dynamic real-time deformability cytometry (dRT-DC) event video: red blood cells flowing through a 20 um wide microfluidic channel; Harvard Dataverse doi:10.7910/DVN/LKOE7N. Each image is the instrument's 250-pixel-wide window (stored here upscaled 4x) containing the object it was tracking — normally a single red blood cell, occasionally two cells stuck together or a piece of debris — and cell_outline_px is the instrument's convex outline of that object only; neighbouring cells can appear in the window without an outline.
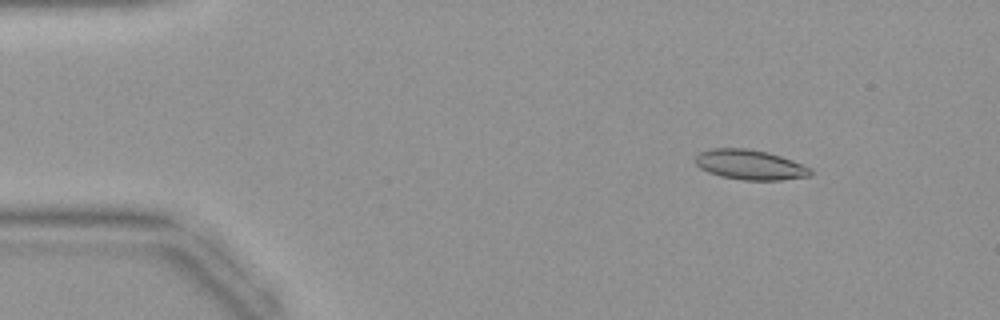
{"species": "common noctule bat (a hibernating species)", "species_latin": "Nyctalus noctula", "temperature_condition": "warm", "stored_images_in_passage": 44, "camera_frame_rate_fps": 3000, "um_per_image_px": 0.085, "animal": {"sex": "female", "body_mass_g": 19.9}, "frame": {"image": 1, "passage_image": 6, "time_ms": 1.667, "image_size_px": [1000, 320], "cell_outline_px": [[812, 172], [808, 176], [780, 180], [744, 180], [720, 176], [708, 172], [700, 168], [692, 160], [700, 152], [712, 148], [748, 148], [768, 152], [792, 160], [812, 168]], "centroid_in_image_um": [63.72, 13.99], "position_along_channel_um": 21.3, "area_um2": 20.17}}
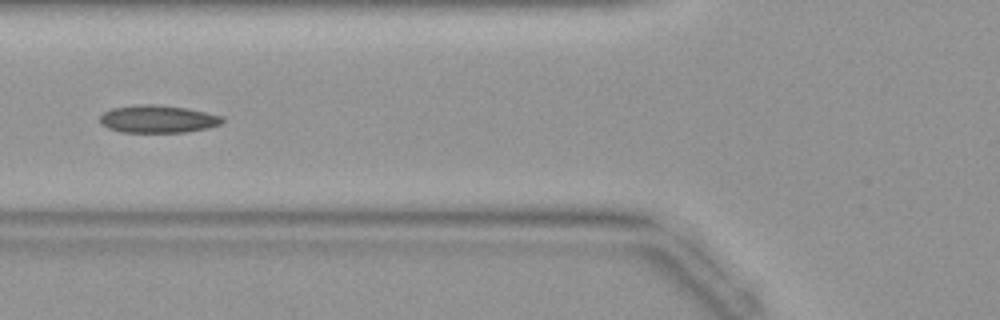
{"frame": {"image": 2, "passage_image": 17, "time_ms": 5.333, "image_size_px": [1000, 320], "cell_outline_px": [[224, 120], [220, 124], [208, 128], [184, 132], [120, 132], [108, 128], [100, 124], [100, 116], [104, 112], [112, 108], [136, 104], [152, 104], [188, 108], [224, 116]], "centroid_in_image_um": [13.41, 10.11], "position_along_channel_um": 112.4, "area_um2": 19.83}}
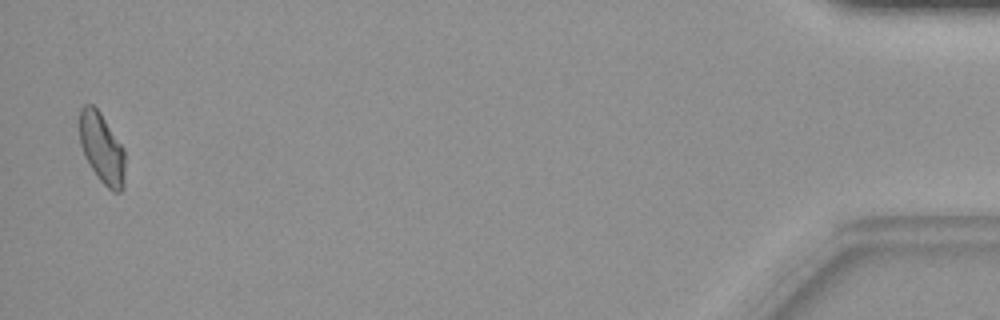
{"frame": {"image": 3, "passage_image": 43, "time_ms": 14.0, "image_size_px": [1000, 320], "cell_outline_px": [[124, 188], [120, 192], [112, 192], [96, 176], [84, 156], [80, 144], [80, 108], [84, 104], [92, 104], [100, 112], [124, 148]], "centroid_in_image_um": [8.66, 12.62], "position_along_channel_um": 426.5, "area_um2": 18.73}}